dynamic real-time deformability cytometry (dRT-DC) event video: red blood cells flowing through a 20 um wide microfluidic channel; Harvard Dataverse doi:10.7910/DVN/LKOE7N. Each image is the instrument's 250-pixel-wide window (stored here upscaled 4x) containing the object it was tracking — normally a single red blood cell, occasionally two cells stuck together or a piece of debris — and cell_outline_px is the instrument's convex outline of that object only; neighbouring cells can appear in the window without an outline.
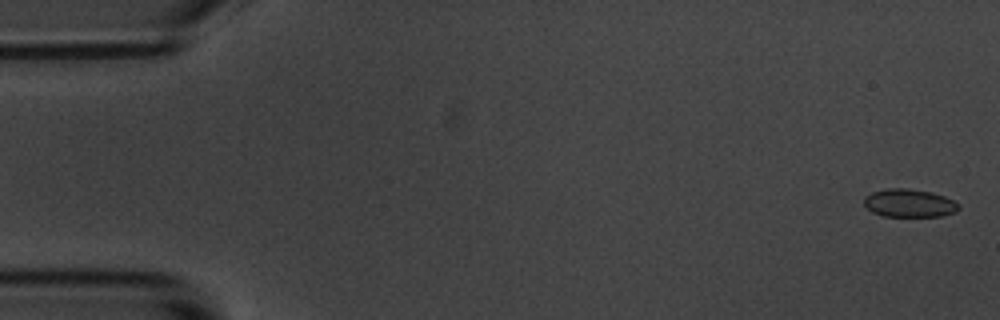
{"species": "common noctule bat (a hibernating species)", "species_latin": "Nyctalus noctula", "temperature_condition": "room temperature", "stored_images_in_passage": 15, "camera_frame_rate_fps": 3000, "um_per_image_px": 0.085, "animal": {"sex": "male", "body_mass_g": 20.1, "forearm_length_mm": 53.5}, "frame": {"image": 1, "passage_image": 1, "time_ms": 0.0, "image_size_px": [1000, 320], "cell_outline_px": [[960, 208], [956, 212], [940, 216], [884, 216], [872, 212], [864, 204], [864, 196], [872, 192], [888, 188], [908, 188], [932, 192], [944, 196], [960, 204]], "centroid_in_image_um": [77.29, 17.26], "position_along_channel_um": 7.7, "area_um2": 15.55}}
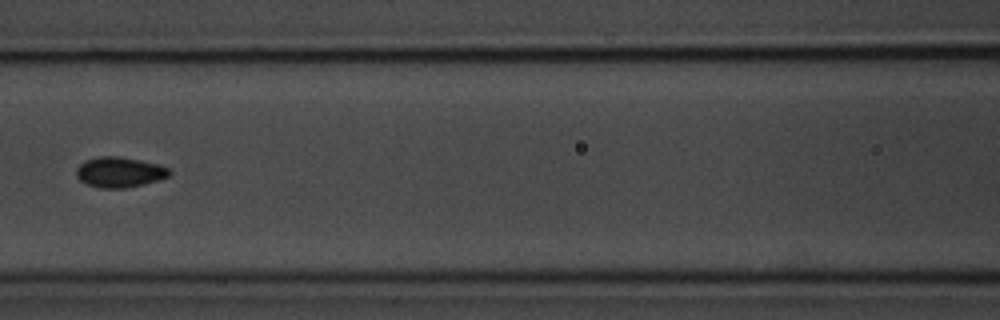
{"frame": {"image": 2, "passage_image": 7, "time_ms": 8.0, "image_size_px": [1000, 320], "cell_outline_px": [[172, 172], [168, 176], [144, 184], [124, 188], [100, 188], [84, 184], [76, 176], [76, 168], [84, 160], [100, 156], [120, 156], [160, 164], [168, 168]], "centroid_in_image_um": [10.13, 14.63], "position_along_channel_um": 156.5, "area_um2": 16.59}}
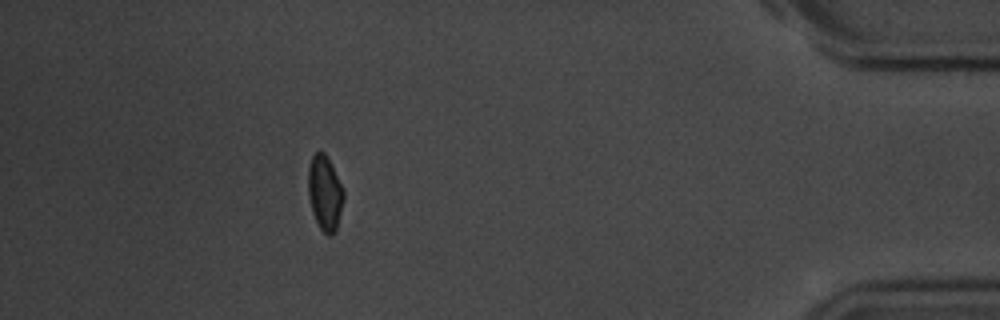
{"frame": {"image": 3, "passage_image": 14, "time_ms": 16.667, "image_size_px": [1000, 320], "cell_outline_px": [[344, 200], [336, 228], [332, 236], [328, 236], [320, 228], [312, 212], [308, 196], [308, 168], [312, 156], [316, 152], [324, 152], [344, 192]], "centroid_in_image_um": [27.59, 16.43], "position_along_channel_um": 407.6, "area_um2": 15.14}, "authors_computed_cell_mechanics": {"area_um2": 15.7216, "velocity_mm_per_s": 3.5251, "shape_relaxation_time_tau1_ms": 3.0447, "shape_relaxation_time_tau2_ms": null, "deformation_change_tau1": 0.0573, "deformation_change_tau2": null}}